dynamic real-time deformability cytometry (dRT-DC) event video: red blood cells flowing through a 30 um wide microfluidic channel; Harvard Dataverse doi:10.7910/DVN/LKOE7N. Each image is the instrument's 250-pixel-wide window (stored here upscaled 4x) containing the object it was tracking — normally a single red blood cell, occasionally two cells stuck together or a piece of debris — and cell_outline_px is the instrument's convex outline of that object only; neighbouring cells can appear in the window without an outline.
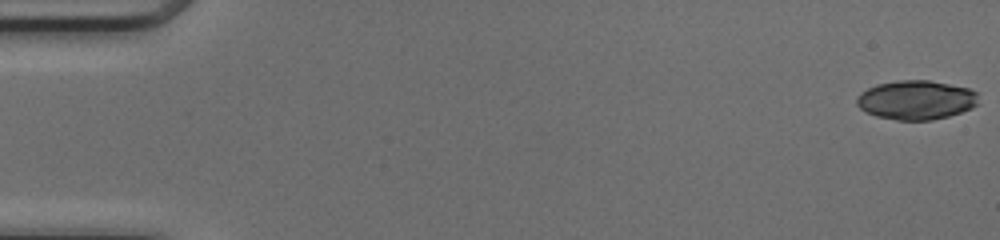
{"species": "common noctule bat (a hibernating species)", "species_latin": "Nyctalus noctula", "temperature_condition": "cold", "stored_images_in_passage": 50, "camera_frame_rate_fps": 3000, "um_per_image_px": 0.085, "animal": {"sex": "female", "body_mass_g": 17.0, "forearm_length_mm": 48.0}, "frame": {"image": 1, "passage_image": 1, "time_ms": 0.0, "image_size_px": [1000, 240], "cell_outline_px": [[980, 104], [972, 108], [948, 116], [932, 120], [896, 120], [876, 116], [860, 108], [856, 104], [856, 96], [860, 92], [876, 84], [896, 80], [928, 80], [968, 88], [976, 92]], "centroid_in_image_um": [77.86, 8.49], "position_along_channel_um": 7.1, "area_um2": 27.92}}
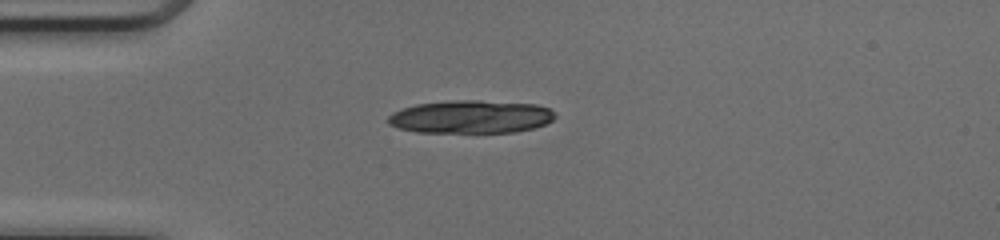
{"frame": {"image": 2, "passage_image": 14, "time_ms": 4.333, "image_size_px": [1000, 240], "cell_outline_px": [[556, 116], [552, 120], [544, 124], [532, 128], [516, 132], [416, 132], [400, 128], [388, 124], [388, 116], [392, 112], [416, 104], [452, 100], [480, 100], [536, 104], [548, 108]], "centroid_in_image_um": [40.0, 9.92], "position_along_channel_um": 45.0, "area_um2": 32.02}}